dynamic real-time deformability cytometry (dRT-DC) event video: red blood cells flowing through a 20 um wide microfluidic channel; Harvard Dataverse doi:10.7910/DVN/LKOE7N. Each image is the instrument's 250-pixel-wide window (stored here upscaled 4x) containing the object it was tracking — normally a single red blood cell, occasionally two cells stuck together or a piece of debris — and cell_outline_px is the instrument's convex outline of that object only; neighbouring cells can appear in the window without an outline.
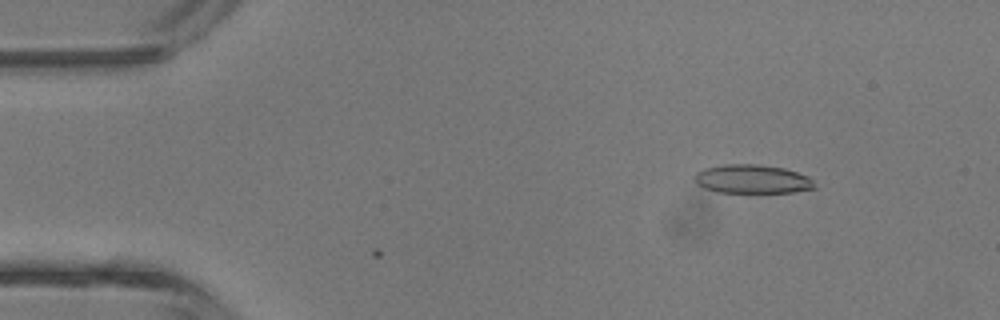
{"species": "common noctule bat (a hibernating species)", "species_latin": "Nyctalus noctula", "temperature_condition": "room temperature", "stored_images_in_passage": 6, "camera_frame_rate_fps": 3000, "um_per_image_px": 0.085, "animal": {"sex": "male", "body_mass_g": 13.3}, "frame": {"image": 1, "passage_image": 6, "time_ms": 1.667, "image_size_px": [1000, 320], "cell_outline_px": [[816, 188], [792, 192], [716, 192], [704, 188], [696, 184], [696, 172], [704, 168], [724, 164], [756, 164], [784, 168], [808, 176], [812, 180]], "centroid_in_image_um": [63.93, 15.22], "position_along_channel_um": 21.1, "area_um2": 20.0}}